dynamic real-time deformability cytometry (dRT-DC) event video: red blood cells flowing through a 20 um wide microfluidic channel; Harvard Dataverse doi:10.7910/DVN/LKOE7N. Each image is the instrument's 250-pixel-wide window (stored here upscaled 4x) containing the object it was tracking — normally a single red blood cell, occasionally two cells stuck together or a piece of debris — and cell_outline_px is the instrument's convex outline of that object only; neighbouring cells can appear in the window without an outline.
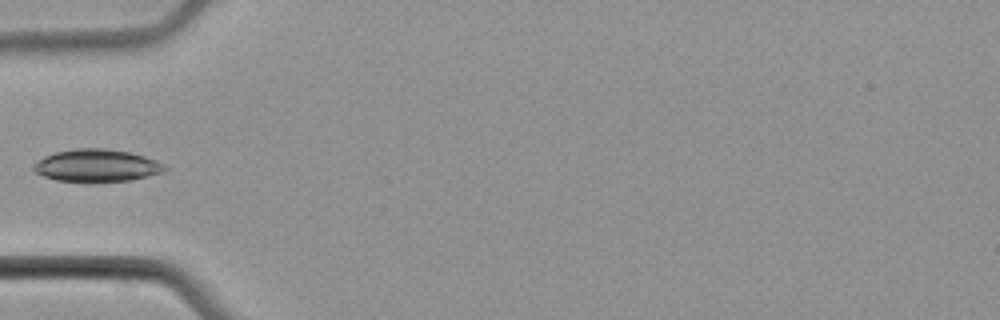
{"species": "common noctule bat (a hibernating species)", "species_latin": "Nyctalus noctula", "temperature_condition": "cold", "stored_images_in_passage": 6, "camera_frame_rate_fps": 3000, "um_per_image_px": 0.085, "animal": {"sex": "male", "body_mass_g": 21.5, "forearm_length_mm": 52.0}, "frame": {"image": 1, "passage_image": 5, "time_ms": 5.667, "image_size_px": [1000, 320], "cell_outline_px": [[168, 168], [164, 172], [132, 180], [96, 184], [88, 184], [56, 180], [32, 172], [32, 164], [36, 160], [44, 156], [56, 152], [76, 148], [104, 148], [128, 152], [144, 156], [156, 160], [164, 164]], "centroid_in_image_um": [8.18, 14.11], "position_along_channel_um": 76.8, "area_um2": 25.72}}
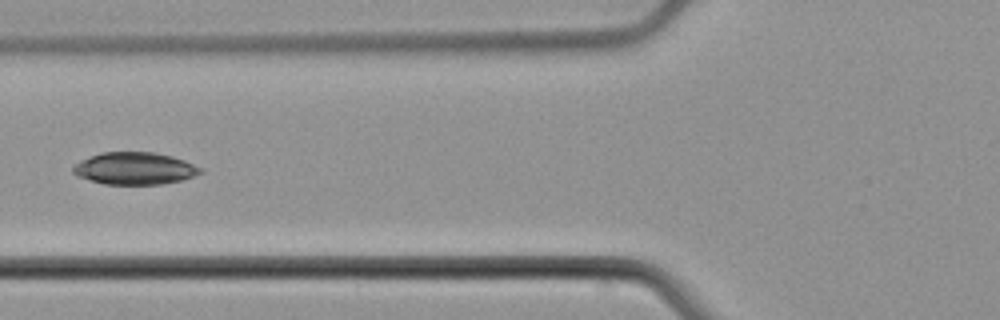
{"frame": {"image": 2, "passage_image": 6, "time_ms": 6.667, "image_size_px": [1000, 320], "cell_outline_px": [[204, 172], [180, 180], [164, 184], [104, 184], [76, 176], [72, 172], [72, 168], [80, 160], [104, 152], [156, 152], [172, 156], [184, 160], [204, 168]], "centroid_in_image_um": [11.47, 14.31], "position_along_channel_um": 114.3, "area_um2": 23.93}}